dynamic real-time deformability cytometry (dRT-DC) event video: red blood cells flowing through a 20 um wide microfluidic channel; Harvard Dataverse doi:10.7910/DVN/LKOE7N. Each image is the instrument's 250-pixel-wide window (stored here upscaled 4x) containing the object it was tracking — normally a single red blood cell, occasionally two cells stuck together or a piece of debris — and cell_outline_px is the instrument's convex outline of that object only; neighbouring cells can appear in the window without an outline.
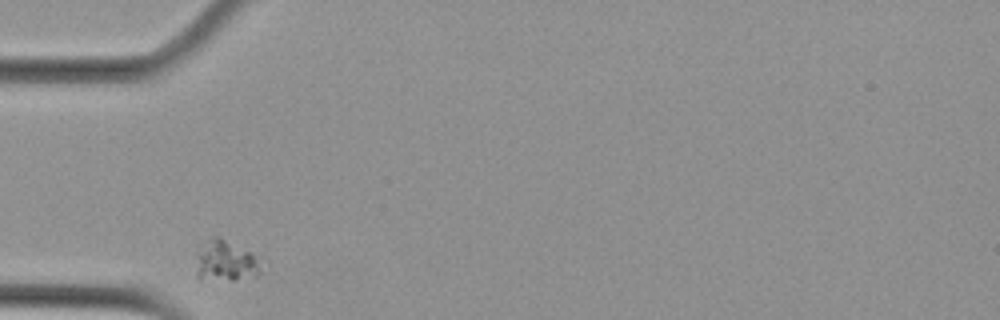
{"species": "Egyptian fruit bat (a non-hibernating species)", "species_latin": "Rousettus aegyptiacus", "temperature_condition": "cold", "stored_images_in_passage": 2, "camera_frame_rate_fps": 3000, "um_per_image_px": 0.085, "animal": {"sex": "female"}, "frame": {"image": 1, "passage_image": 1, "time_ms": 0.0, "image_size_px": [1000, 320], "cell_outline_px": [[268, 264], [256, 276], [236, 280], [232, 280], [196, 276], [196, 272], [200, 256], [212, 236], [216, 236], [264, 256], [268, 260]], "centroid_in_image_um": [19.47, 22.2], "position_along_channel_um": 65.5, "area_um2": 15.43}}
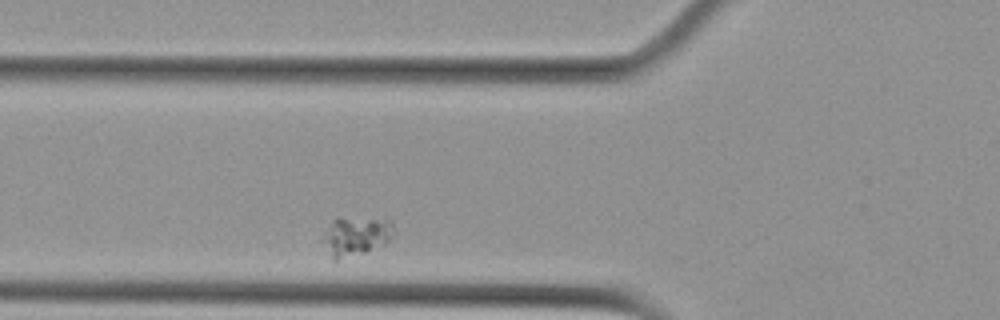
{"frame": {"image": 2, "passage_image": 2, "time_ms": 1.0, "image_size_px": [1000, 320], "cell_outline_px": [[392, 228], [388, 240], [384, 244], [364, 252], [336, 260], [332, 260], [320, 240], [320, 236], [332, 220], [336, 216], [340, 216], [392, 220]], "centroid_in_image_um": [30.13, 20.04], "position_along_channel_um": 95.7, "area_um2": 16.36}}